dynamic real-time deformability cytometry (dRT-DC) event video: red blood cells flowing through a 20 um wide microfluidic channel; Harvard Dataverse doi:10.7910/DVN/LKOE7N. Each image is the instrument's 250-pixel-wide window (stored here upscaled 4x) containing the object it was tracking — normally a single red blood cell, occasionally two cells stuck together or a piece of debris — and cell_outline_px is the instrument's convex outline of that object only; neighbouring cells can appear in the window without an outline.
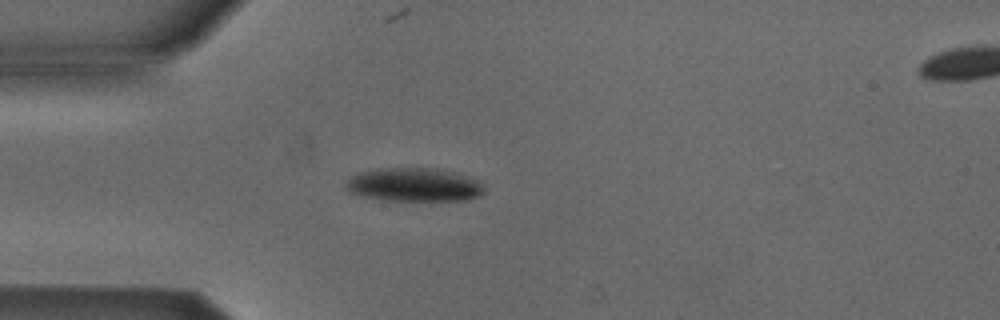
{"species": "Egyptian fruit bat (a non-hibernating species)", "species_latin": "Rousettus aegyptiacus", "temperature_condition": "cold", "stored_images_in_passage": 39, "camera_frame_rate_fps": 3000, "um_per_image_px": 0.085, "animal": {"sex": "male"}, "frame": {"image": 1, "passage_image": 1, "time_ms": 0.0, "image_size_px": [1000, 320], "cell_outline_px": [[484, 192], [480, 196], [468, 200], [384, 200], [364, 196], [348, 192], [344, 188], [344, 184], [352, 176], [360, 172], [376, 168], [436, 168], [456, 172], [468, 176], [476, 180], [484, 188]], "centroid_in_image_um": [35.18, 15.7], "position_along_channel_um": 49.8, "area_um2": 27.17}}
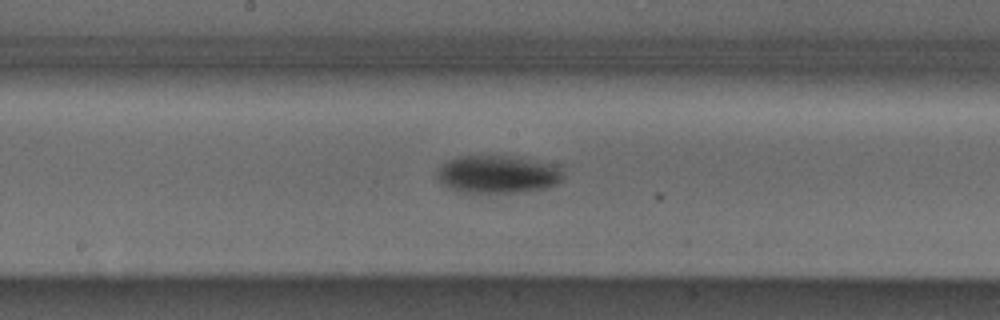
{"frame": {"image": 2, "passage_image": 14, "time_ms": 4.333, "image_size_px": [1000, 320], "cell_outline_px": [[564, 176], [556, 184], [548, 188], [520, 192], [460, 192], [448, 188], [440, 184], [436, 176], [436, 172], [448, 160], [460, 156], [504, 156], [560, 164]], "centroid_in_image_um": [42.32, 14.82], "position_along_channel_um": 205.9, "area_um2": 27.92}}
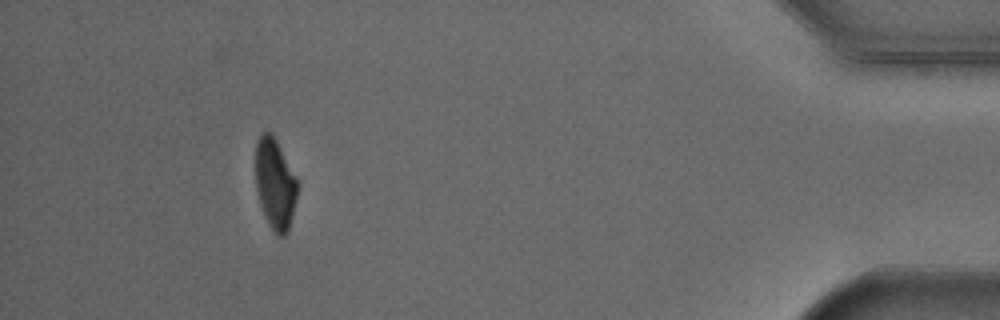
{"frame": {"image": 3, "passage_image": 35, "time_ms": 11.333, "image_size_px": [1000, 320], "cell_outline_px": [[300, 184], [288, 232], [284, 236], [280, 236], [272, 232], [264, 216], [260, 204], [256, 188], [256, 140], [264, 132], [272, 132], [296, 176]], "centroid_in_image_um": [23.4, 15.65], "position_along_channel_um": 411.8, "area_um2": 22.43}, "authors_computed_cell_mechanics": {"area_um2": 26.299, "velocity_mm_per_s": 3.866, "shape_relaxation_time_tau1_ms": 2.0688, "shape_relaxation_time_tau2_ms": null, "deformation_change_tau1": 0.0862, "deformation_change_tau2": null}}